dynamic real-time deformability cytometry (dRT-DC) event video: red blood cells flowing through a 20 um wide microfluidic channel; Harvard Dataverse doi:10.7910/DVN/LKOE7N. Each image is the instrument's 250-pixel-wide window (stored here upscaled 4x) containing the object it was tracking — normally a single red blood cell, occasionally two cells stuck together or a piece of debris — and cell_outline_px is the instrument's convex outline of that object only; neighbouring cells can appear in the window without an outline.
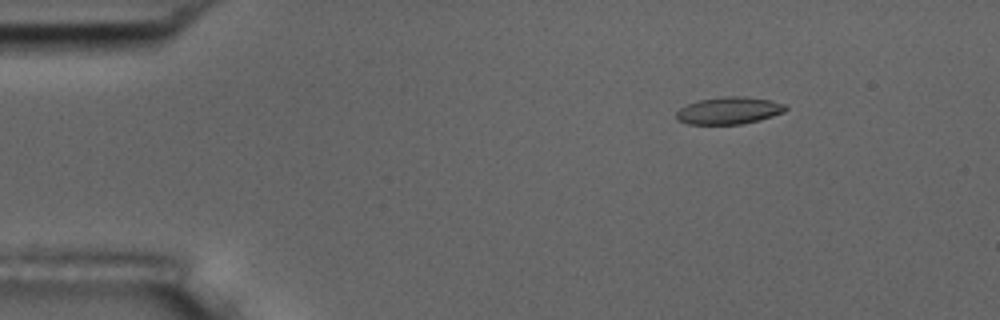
{"species": "common noctule bat (a hibernating species)", "species_latin": "Nyctalus noctula", "temperature_condition": "room temperature", "stored_images_in_passage": 54, "camera_frame_rate_fps": 3000, "um_per_image_px": 0.085, "animal": {"sex": "male", "body_mass_g": 17.5, "forearm_length_mm": 52.3}, "frame": {"image": 1, "passage_image": 8, "time_ms": 2.333, "image_size_px": [1000, 320], "cell_outline_px": [[788, 108], [784, 112], [772, 116], [740, 124], [688, 124], [676, 120], [676, 112], [680, 108], [688, 104], [700, 100], [724, 96], [744, 96], [768, 100], [784, 104]], "centroid_in_image_um": [61.93, 9.4], "position_along_channel_um": 23.1, "area_um2": 17.11}}
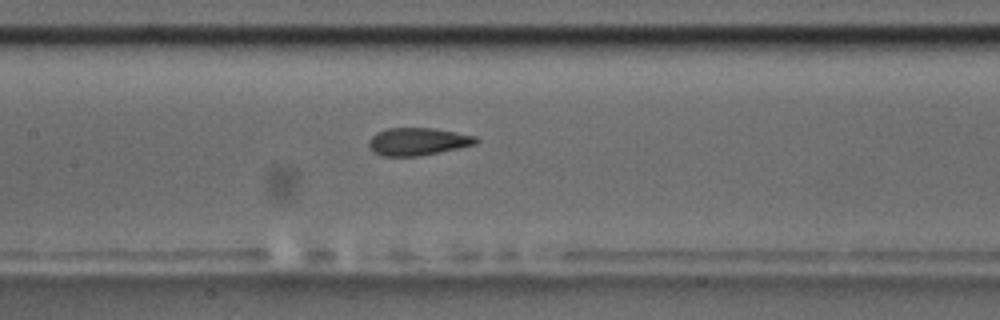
{"frame": {"image": 2, "passage_image": 26, "time_ms": 8.333, "image_size_px": [1000, 320], "cell_outline_px": [[480, 140], [476, 144], [460, 148], [420, 156], [384, 156], [372, 152], [368, 148], [368, 140], [376, 132], [388, 128], [436, 128], [476, 136]], "centroid_in_image_um": [35.51, 12.03], "position_along_channel_um": 171.9, "area_um2": 17.51}}
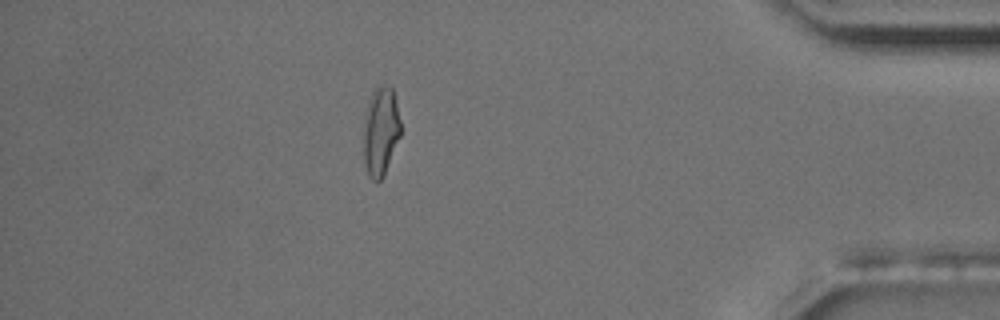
{"frame": {"image": 3, "passage_image": 48, "time_ms": 15.667, "image_size_px": [1000, 320], "cell_outline_px": [[400, 136], [384, 176], [376, 184], [368, 176], [364, 164], [364, 112], [368, 100], [376, 84], [392, 88], [400, 120]], "centroid_in_image_um": [32.33, 11.18], "position_along_channel_um": 402.9, "area_um2": 19.42}, "authors_computed_cell_mechanics": {"area_um2": 17.3978, "velocity_mm_per_s": 3.7239, "shape_relaxation_time_tau1_ms": 6.6441, "shape_relaxation_time_tau2_ms": 1.8436, "deformation_change_tau1": 0.2005, "deformation_change_tau2": 0.0924}}